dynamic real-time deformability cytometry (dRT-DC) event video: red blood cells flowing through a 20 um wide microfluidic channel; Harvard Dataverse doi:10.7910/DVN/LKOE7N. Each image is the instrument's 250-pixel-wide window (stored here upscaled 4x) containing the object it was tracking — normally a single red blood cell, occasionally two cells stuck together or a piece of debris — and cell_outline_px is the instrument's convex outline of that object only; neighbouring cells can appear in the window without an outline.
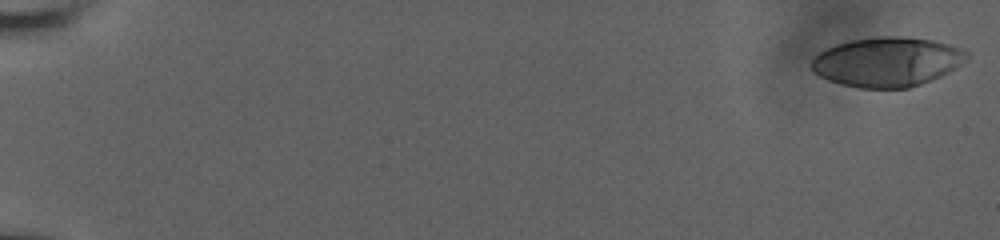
{"species": "human", "species_latin": "Homo sapiens", "temperature_condition": "room temperature", "stored_images_in_passage": 59, "camera_frame_rate_fps": 3000, "um_per_image_px": 0.085, "donor": {"sex": "male"}, "frame": {"image": 1, "passage_image": 1, "time_ms": 0.0, "image_size_px": [1000, 240], "cell_outline_px": [[968, 56], [956, 68], [940, 76], [920, 84], [908, 88], [860, 88], [840, 84], [828, 80], [820, 76], [812, 68], [812, 60], [820, 52], [836, 44], [848, 40], [876, 36], [900, 36], [932, 40], [948, 44], [960, 48], [968, 52]], "centroid_in_image_um": [75.4, 5.25], "position_along_channel_um": 9.6, "area_um2": 44.56}}
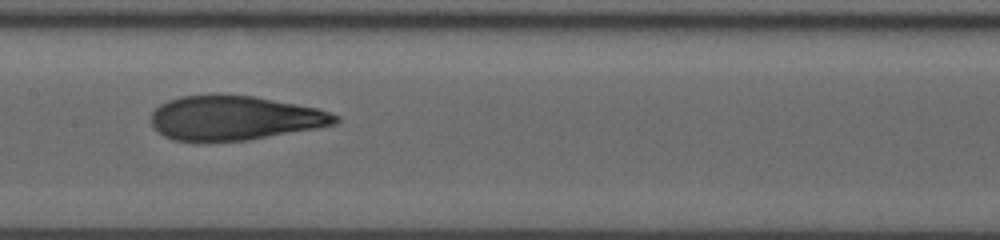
{"frame": {"image": 2, "passage_image": 32, "time_ms": 10.333, "image_size_px": [1000, 240], "cell_outline_px": [[340, 120], [336, 124], [316, 128], [248, 140], [172, 140], [164, 136], [152, 124], [152, 112], [160, 104], [168, 100], [180, 96], [252, 96], [296, 104], [316, 108], [340, 116]], "centroid_in_image_um": [19.96, 10.03], "position_along_channel_um": 187.4, "area_um2": 46.59}}
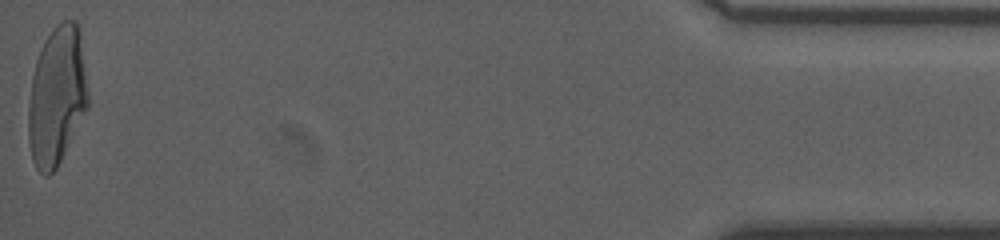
{"frame": {"image": 3, "passage_image": 59, "time_ms": 19.0, "image_size_px": [1000, 240], "cell_outline_px": [[88, 108], [56, 168], [48, 176], [44, 176], [36, 168], [32, 160], [28, 140], [28, 108], [32, 76], [36, 60], [40, 48], [44, 40], [52, 28], [56, 24], [64, 20], [76, 20], [80, 24], [88, 92]], "centroid_in_image_um": [4.84, 8.11], "position_along_channel_um": 430.4, "area_um2": 48.78}, "authors_computed_cell_mechanics": {"area_um2": 47.2804, "velocity_mm_per_s": 3.7719, "shape_relaxation_time_tau1_ms": 6.4544, "shape_relaxation_time_tau2_ms": 1.3258, "deformation_change_tau1": 0.2738, "deformation_change_tau2": 0.0951}}